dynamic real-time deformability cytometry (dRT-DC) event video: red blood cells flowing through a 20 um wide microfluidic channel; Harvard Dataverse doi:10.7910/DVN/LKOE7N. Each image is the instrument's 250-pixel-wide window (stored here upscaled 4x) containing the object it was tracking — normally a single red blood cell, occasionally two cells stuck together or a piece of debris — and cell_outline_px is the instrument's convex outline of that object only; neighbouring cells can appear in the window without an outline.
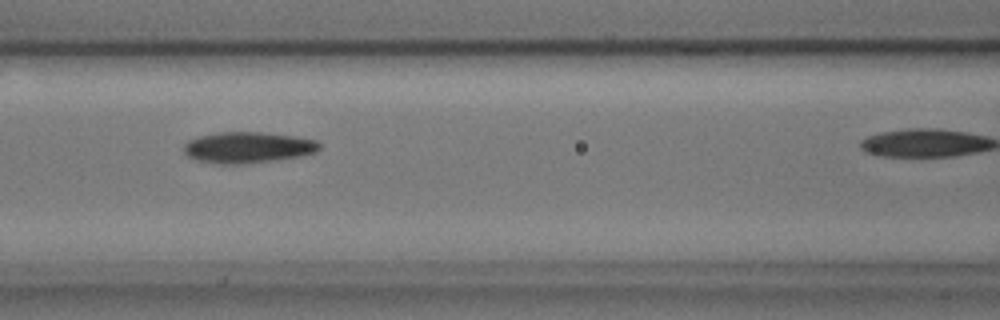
{"species": "common noctule bat (a hibernating species)", "species_latin": "Nyctalus noctula", "temperature_condition": "cold", "stored_images_in_passage": 39, "camera_frame_rate_fps": 3000, "um_per_image_px": 0.085, "animal": {"sex": "male", "body_mass_g": 17.9, "forearm_length_mm": 54.2}, "frame": {"image": 1, "passage_image": 18, "time_ms": 5.667, "image_size_px": [1000, 320], "cell_outline_px": [[320, 148], [316, 152], [296, 156], [272, 160], [244, 164], [220, 164], [196, 160], [188, 156], [184, 152], [184, 144], [188, 140], [200, 136], [220, 132], [260, 132], [296, 136], [316, 140], [320, 144]], "centroid_in_image_um": [21.04, 12.53], "position_along_channel_um": 145.6, "area_um2": 24.39}}
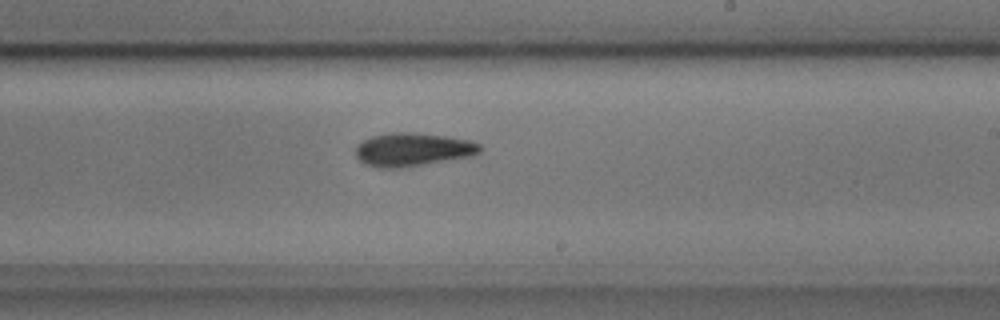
{"frame": {"image": 2, "passage_image": 27, "time_ms": 8.667, "image_size_px": [1000, 320], "cell_outline_px": [[484, 148], [480, 152], [472, 156], [396, 168], [380, 168], [364, 164], [356, 156], [356, 148], [364, 140], [372, 136], [392, 132], [412, 132], [444, 136], [472, 140], [480, 144]], "centroid_in_image_um": [35.11, 12.7], "position_along_channel_um": 253.9, "area_um2": 23.99}}
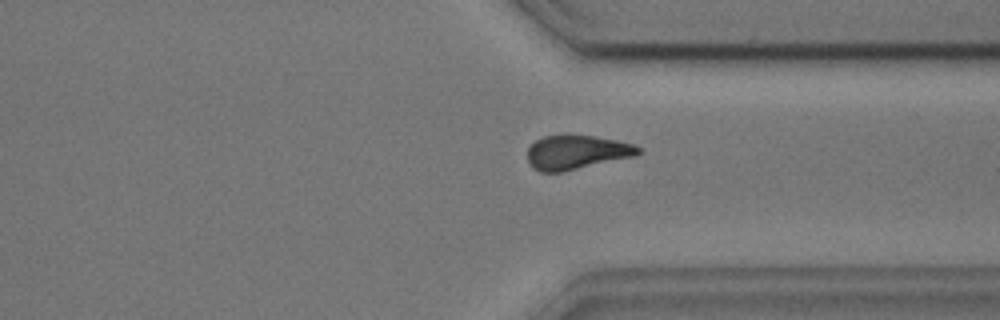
{"frame": {"image": 3, "passage_image": 36, "time_ms": 11.667, "image_size_px": [1000, 320], "cell_outline_px": [[640, 152], [636, 156], [564, 172], [540, 172], [532, 168], [528, 160], [528, 148], [536, 140], [544, 136], [596, 136], [636, 144], [640, 148]], "centroid_in_image_um": [49.04, 12.96], "position_along_channel_um": 362.4, "area_um2": 22.08}}